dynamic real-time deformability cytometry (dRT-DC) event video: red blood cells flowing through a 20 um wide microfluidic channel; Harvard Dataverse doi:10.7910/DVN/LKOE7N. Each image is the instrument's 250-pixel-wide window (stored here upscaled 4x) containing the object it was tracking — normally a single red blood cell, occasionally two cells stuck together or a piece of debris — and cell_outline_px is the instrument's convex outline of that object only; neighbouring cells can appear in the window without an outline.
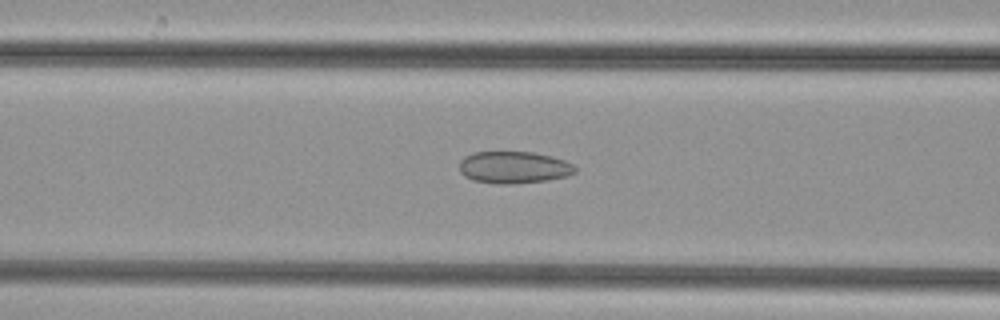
{"species": "common noctule bat (a hibernating species)", "species_latin": "Nyctalus noctula", "temperature_condition": "cold", "stored_images_in_passage": 48, "camera_frame_rate_fps": 3000, "um_per_image_px": 0.085, "animal": {"sex": "female", "body_mass_g": 29.2, "forearm_length_mm": 56.3}, "frame": {"image": 1, "passage_image": 18, "time_ms": 5.667, "image_size_px": [1000, 320], "cell_outline_px": [[576, 172], [568, 176], [548, 180], [512, 184], [496, 184], [472, 180], [464, 176], [460, 172], [460, 160], [464, 156], [472, 152], [532, 152], [552, 156], [564, 160], [572, 164], [576, 168]], "centroid_in_image_um": [43.66, 14.23], "position_along_channel_um": 122.9, "area_um2": 21.79}}
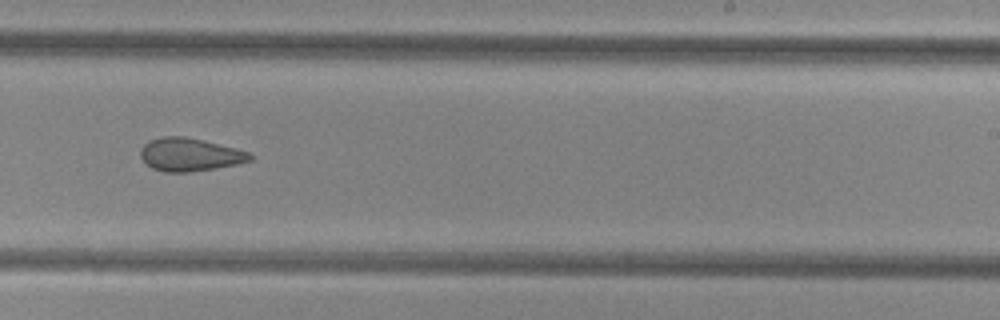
{"frame": {"image": 2, "passage_image": 29, "time_ms": 9.333, "image_size_px": [1000, 320], "cell_outline_px": [[252, 160], [236, 164], [216, 168], [188, 172], [164, 172], [152, 168], [140, 156], [140, 148], [148, 140], [164, 136], [184, 136], [204, 140], [236, 148], [248, 152], [252, 156]], "centroid_in_image_um": [16.11, 13.13], "position_along_channel_um": 272.9, "area_um2": 21.1}}
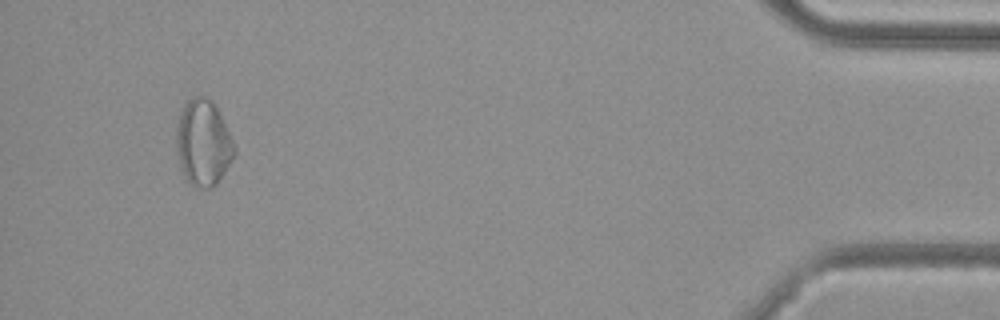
{"frame": {"image": 3, "passage_image": 45, "time_ms": 14.667, "image_size_px": [1000, 320], "cell_outline_px": [[236, 152], [224, 172], [216, 184], [212, 188], [200, 188], [192, 184], [184, 176], [180, 164], [176, 144], [176, 124], [188, 100], [192, 96], [208, 96], [212, 100], [236, 148]], "centroid_in_image_um": [17.26, 12.14], "position_along_channel_um": 417.9, "area_um2": 28.55}}